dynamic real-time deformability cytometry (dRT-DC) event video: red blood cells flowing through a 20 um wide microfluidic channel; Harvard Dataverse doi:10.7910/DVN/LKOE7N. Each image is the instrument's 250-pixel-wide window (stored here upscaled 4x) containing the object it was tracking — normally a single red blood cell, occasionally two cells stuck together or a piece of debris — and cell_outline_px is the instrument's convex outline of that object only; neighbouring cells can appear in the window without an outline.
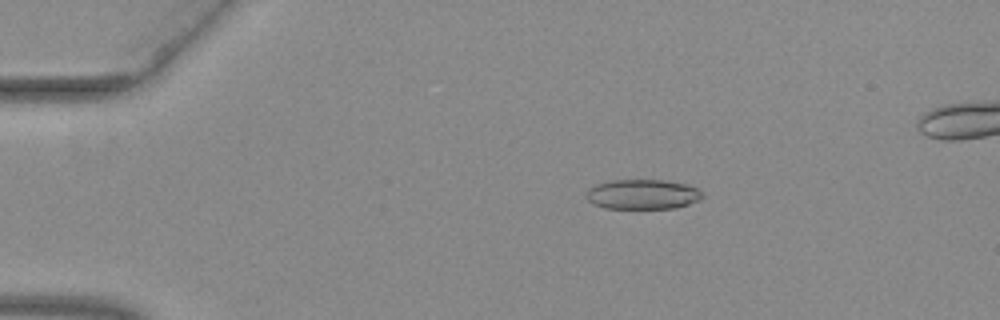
{"species": "common noctule bat (a hibernating species)", "species_latin": "Nyctalus noctula", "temperature_condition": "warm", "stored_images_in_passage": 54, "camera_frame_rate_fps": 3000, "um_per_image_px": 0.085, "animal": {"sex": "female", "body_mass_g": 29.2, "forearm_length_mm": 56.3}, "frame": {"image": 1, "passage_image": 11, "time_ms": 3.333, "image_size_px": [1000, 320], "cell_outline_px": [[704, 196], [700, 200], [676, 208], [604, 208], [592, 204], [584, 196], [596, 184], [612, 180], [664, 180], [688, 184], [704, 192]], "centroid_in_image_um": [54.66, 16.52], "position_along_channel_um": 30.3, "area_um2": 20.29}}
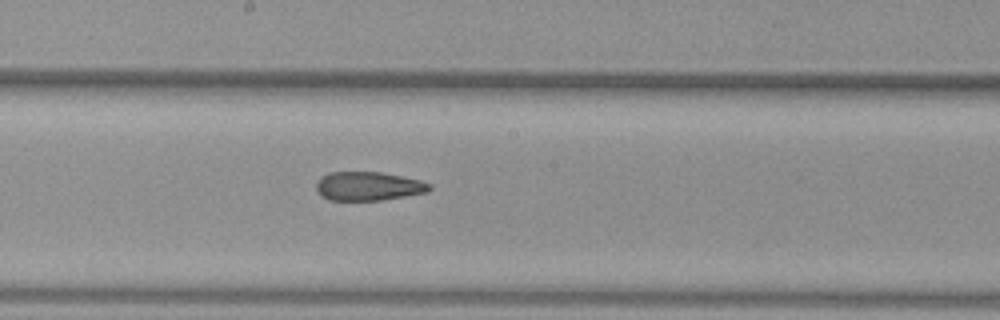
{"frame": {"image": 2, "passage_image": 30, "time_ms": 9.667, "image_size_px": [1000, 320], "cell_outline_px": [[432, 188], [428, 192], [380, 200], [328, 200], [320, 196], [316, 188], [316, 184], [320, 176], [328, 172], [380, 172], [420, 180], [432, 184]], "centroid_in_image_um": [31.28, 15.82], "position_along_channel_um": 216.9, "area_um2": 19.07}}
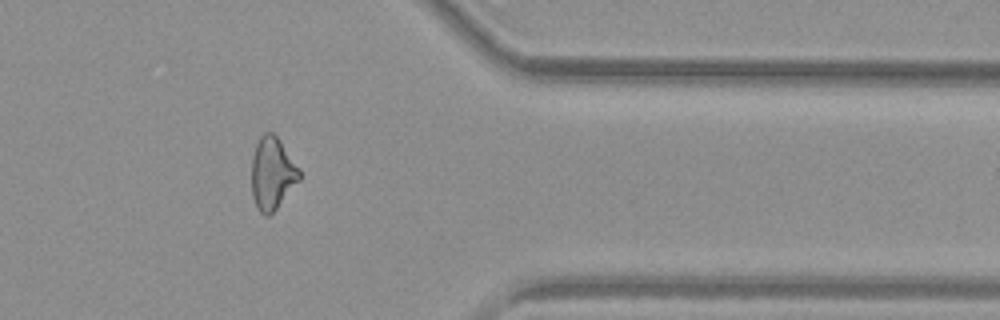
{"frame": {"image": 3, "passage_image": 44, "time_ms": 14.333, "image_size_px": [1000, 320], "cell_outline_px": [[300, 180], [276, 208], [268, 216], [264, 216], [256, 208], [252, 196], [252, 156], [256, 144], [260, 136], [264, 132], [272, 132], [280, 140], [300, 168]], "centroid_in_image_um": [23.14, 14.73], "position_along_channel_um": 388.3, "area_um2": 20.23}}